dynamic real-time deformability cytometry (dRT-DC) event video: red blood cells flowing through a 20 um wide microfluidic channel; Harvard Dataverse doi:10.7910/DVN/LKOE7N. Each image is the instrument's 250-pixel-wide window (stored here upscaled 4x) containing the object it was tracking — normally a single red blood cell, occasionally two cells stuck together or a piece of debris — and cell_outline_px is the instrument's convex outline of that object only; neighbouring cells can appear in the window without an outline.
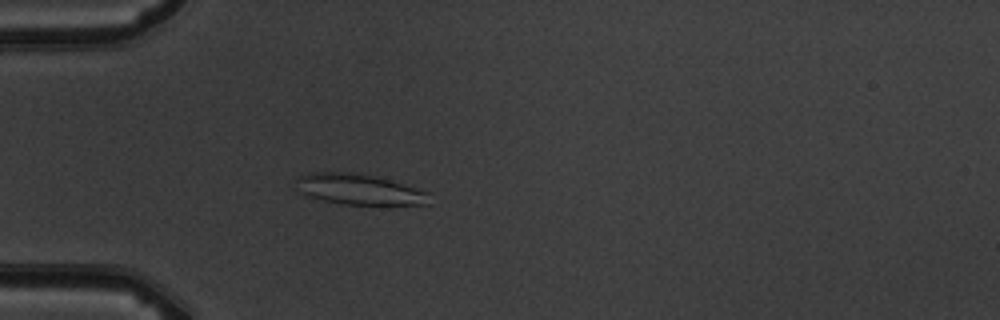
{"species": "common noctule bat (a hibernating species)", "species_latin": "Nyctalus noctula", "temperature_condition": "warm", "stored_images_in_passage": 5, "camera_frame_rate_fps": 3000, "um_per_image_px": 0.085, "animal": {"sex": "male", "body_mass_g": 19.5, "forearm_length_mm": 54.6}, "frame": {"image": 1, "passage_image": 5, "time_ms": 5.333, "image_size_px": [1000, 320], "cell_outline_px": [[428, 204], [344, 204], [324, 200], [312, 196], [304, 192], [296, 180], [300, 176], [308, 172], [352, 172], [376, 176], [428, 192]], "centroid_in_image_um": [30.54, 16.08], "position_along_channel_um": 54.5, "area_um2": 22.95}}